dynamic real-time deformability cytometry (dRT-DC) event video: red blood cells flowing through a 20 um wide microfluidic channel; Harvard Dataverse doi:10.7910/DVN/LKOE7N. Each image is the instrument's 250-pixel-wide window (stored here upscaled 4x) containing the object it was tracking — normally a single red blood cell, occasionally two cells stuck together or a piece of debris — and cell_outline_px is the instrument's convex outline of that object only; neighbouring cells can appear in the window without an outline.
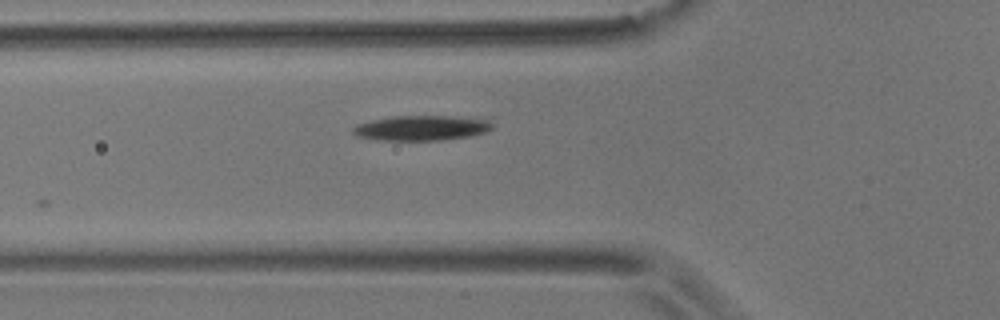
{"species": "common noctule bat (a hibernating species)", "species_latin": "Nyctalus noctula", "temperature_condition": "room temperature", "stored_images_in_passage": 3, "camera_frame_rate_fps": 3000, "um_per_image_px": 0.085, "animal": {"sex": "male", "body_mass_g": 17.9}, "frame": {"image": 1, "passage_image": 3, "time_ms": 3.333, "image_size_px": [1000, 320], "cell_outline_px": [[492, 128], [484, 132], [472, 136], [440, 140], [376, 140], [356, 136], [352, 132], [352, 128], [356, 124], [372, 120], [392, 116], [448, 116], [488, 120], [492, 124]], "centroid_in_image_um": [35.76, 10.88], "position_along_channel_um": 90.0, "area_um2": 20.23}}